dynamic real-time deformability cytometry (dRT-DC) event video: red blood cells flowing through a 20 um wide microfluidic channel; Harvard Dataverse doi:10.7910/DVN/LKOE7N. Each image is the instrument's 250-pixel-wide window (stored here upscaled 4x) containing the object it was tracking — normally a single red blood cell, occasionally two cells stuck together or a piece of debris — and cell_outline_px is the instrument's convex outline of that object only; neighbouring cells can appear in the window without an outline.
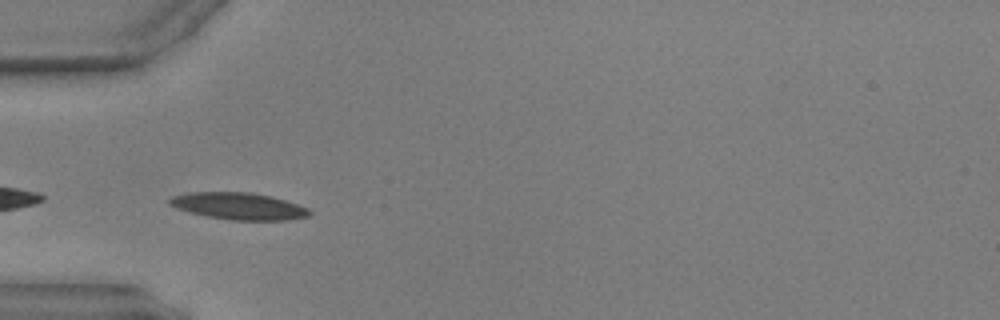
{"species": "common noctule bat (a hibernating species)", "species_latin": "Nyctalus noctula", "temperature_condition": "warm", "stored_images_in_passage": 28, "camera_frame_rate_fps": 3000, "um_per_image_px": 0.085, "animal": {"sex": "male", "body_mass_g": 17.9, "forearm_length_mm": 54.2}, "frame": {"image": 1, "passage_image": 1, "time_ms": 0.0, "image_size_px": [1000, 320], "cell_outline_px": [[312, 212], [308, 216], [288, 220], [228, 220], [208, 216], [176, 208], [168, 204], [168, 200], [172, 196], [188, 192], [252, 192], [272, 196], [308, 208]], "centroid_in_image_um": [20.28, 17.51], "position_along_channel_um": 64.7, "area_um2": 21.91}}
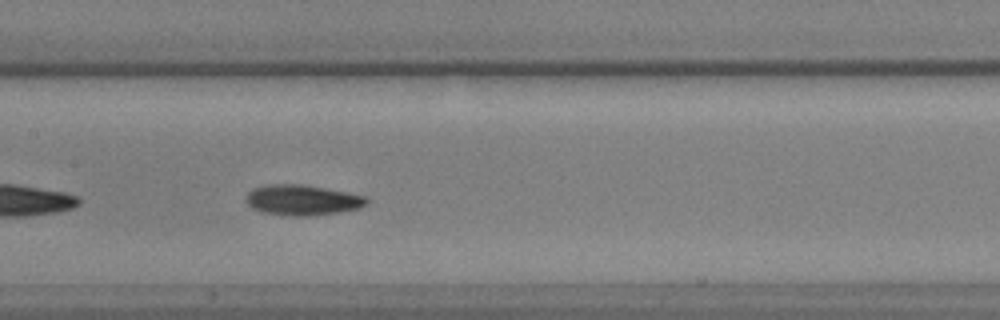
{"frame": {"image": 2, "passage_image": 10, "time_ms": 3.0, "image_size_px": [1000, 320], "cell_outline_px": [[368, 204], [360, 208], [340, 212], [308, 216], [292, 216], [264, 212], [252, 208], [244, 200], [248, 192], [252, 188], [268, 184], [300, 184], [324, 188], [364, 196], [368, 200]], "centroid_in_image_um": [25.67, 17.0], "position_along_channel_um": 181.7, "area_um2": 21.33}}
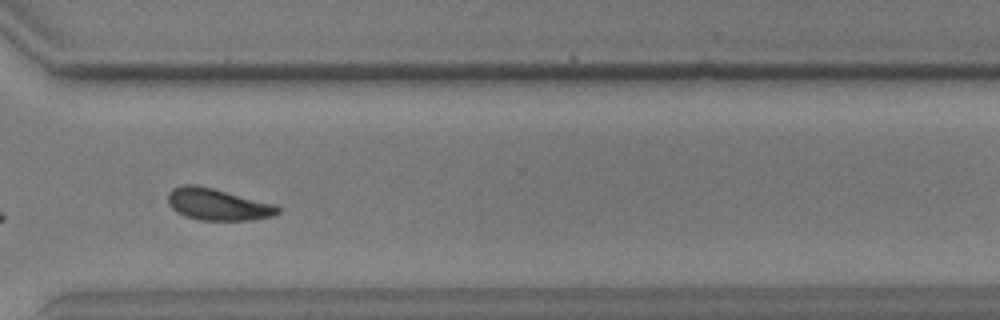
{"frame": {"image": 3, "passage_image": 23, "time_ms": 7.333, "image_size_px": [1000, 320], "cell_outline_px": [[280, 212], [272, 216], [252, 220], [200, 220], [184, 216], [176, 212], [168, 204], [168, 192], [172, 188], [184, 184], [196, 184], [276, 204], [280, 208]], "centroid_in_image_um": [18.49, 17.37], "position_along_channel_um": 352.1, "area_um2": 20.46}, "authors_computed_cell_mechanics": {"area_um2": 20.7213, "velocity_mm_per_s": 3.9362, "shape_relaxation_time_tau1_ms": 4.2042, "shape_relaxation_time_tau2_ms": 3.8351, "deformation_change_tau1": 0.1168, "deformation_change_tau2": 0.0962}}